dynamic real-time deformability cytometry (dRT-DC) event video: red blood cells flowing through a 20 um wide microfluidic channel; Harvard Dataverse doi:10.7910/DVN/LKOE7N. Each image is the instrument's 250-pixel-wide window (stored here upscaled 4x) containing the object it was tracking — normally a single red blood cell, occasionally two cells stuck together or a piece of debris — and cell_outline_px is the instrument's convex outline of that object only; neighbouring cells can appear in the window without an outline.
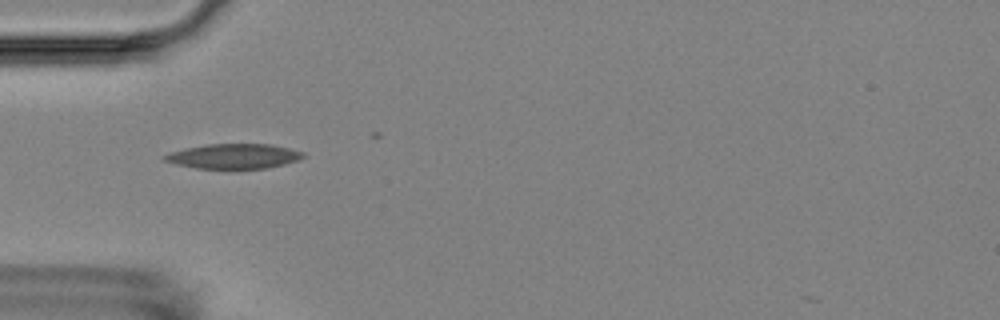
{"species": "Egyptian fruit bat (a non-hibernating species)", "species_latin": "Rousettus aegyptiacus", "temperature_condition": "room temperature", "stored_images_in_passage": 4, "camera_frame_rate_fps": 3000, "um_per_image_px": 0.085, "animal": {"sex": "female"}, "frame": {"image": 1, "passage_image": 3, "time_ms": 2.333, "image_size_px": [1000, 320], "cell_outline_px": [[304, 156], [296, 160], [284, 164], [264, 168], [196, 168], [176, 164], [160, 160], [160, 156], [168, 152], [184, 148], [204, 144], [272, 144], [304, 152]], "centroid_in_image_um": [19.76, 13.26], "position_along_channel_um": 65.2, "area_um2": 20.11}}